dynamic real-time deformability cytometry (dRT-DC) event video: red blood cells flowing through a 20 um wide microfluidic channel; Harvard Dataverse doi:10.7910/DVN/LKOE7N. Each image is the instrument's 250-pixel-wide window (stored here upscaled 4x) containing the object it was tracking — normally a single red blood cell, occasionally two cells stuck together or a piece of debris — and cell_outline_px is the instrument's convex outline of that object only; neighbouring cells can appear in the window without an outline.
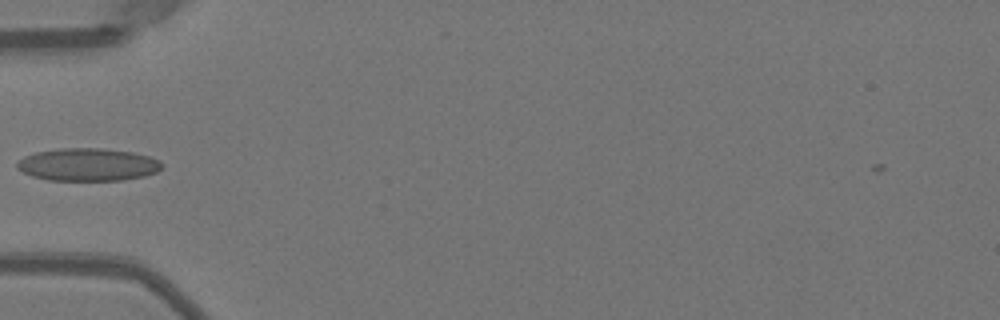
{"species": "Egyptian fruit bat (a non-hibernating species)", "species_latin": "Rousettus aegyptiacus", "temperature_condition": "warm", "stored_images_in_passage": 35, "camera_frame_rate_fps": 3000, "um_per_image_px": 0.085, "animal": {"sex": "female"}, "frame": {"image": 1, "passage_image": 2, "time_ms": 0.333, "image_size_px": [1000, 320], "cell_outline_px": [[164, 164], [156, 172], [144, 176], [124, 180], [48, 180], [32, 176], [16, 168], [16, 164], [24, 156], [36, 152], [60, 148], [100, 148], [132, 152], [148, 156], [160, 160]], "centroid_in_image_um": [7.47, 13.99], "position_along_channel_um": 77.5, "area_um2": 27.57}}
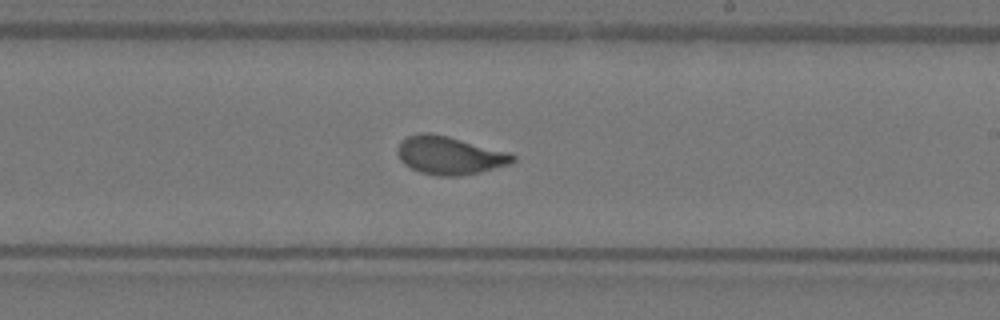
{"frame": {"image": 2, "passage_image": 15, "time_ms": 4.667, "image_size_px": [1000, 320], "cell_outline_px": [[516, 160], [512, 164], [480, 172], [456, 176], [440, 176], [420, 172], [404, 164], [400, 160], [396, 152], [396, 148], [400, 140], [408, 136], [420, 132], [432, 132], [512, 152], [516, 156]], "centroid_in_image_um": [38.23, 13.19], "position_along_channel_um": 250.8, "area_um2": 26.07}}
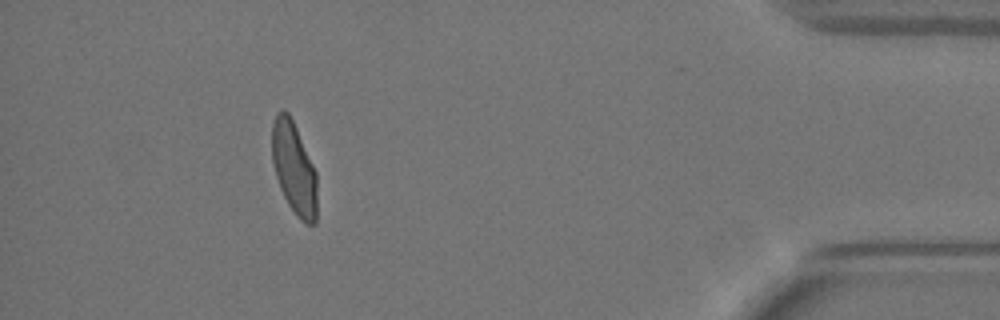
{"frame": {"image": 3, "passage_image": 31, "time_ms": 10.0, "image_size_px": [1000, 320], "cell_outline_px": [[316, 224], [304, 224], [296, 216], [288, 204], [280, 188], [276, 176], [272, 160], [272, 124], [280, 108], [284, 108], [288, 112], [296, 128], [316, 172]], "centroid_in_image_um": [24.98, 14.32], "position_along_channel_um": 410.2, "area_um2": 24.1}, "authors_computed_cell_mechanics": {"area_um2": 24.7962, "velocity_mm_per_s": 3.9884, "shape_relaxation_time_tau1_ms": 5.1288, "shape_relaxation_time_tau2_ms": 0.8469, "deformation_change_tau1": 0.1683, "deformation_change_tau2": 0.068}}